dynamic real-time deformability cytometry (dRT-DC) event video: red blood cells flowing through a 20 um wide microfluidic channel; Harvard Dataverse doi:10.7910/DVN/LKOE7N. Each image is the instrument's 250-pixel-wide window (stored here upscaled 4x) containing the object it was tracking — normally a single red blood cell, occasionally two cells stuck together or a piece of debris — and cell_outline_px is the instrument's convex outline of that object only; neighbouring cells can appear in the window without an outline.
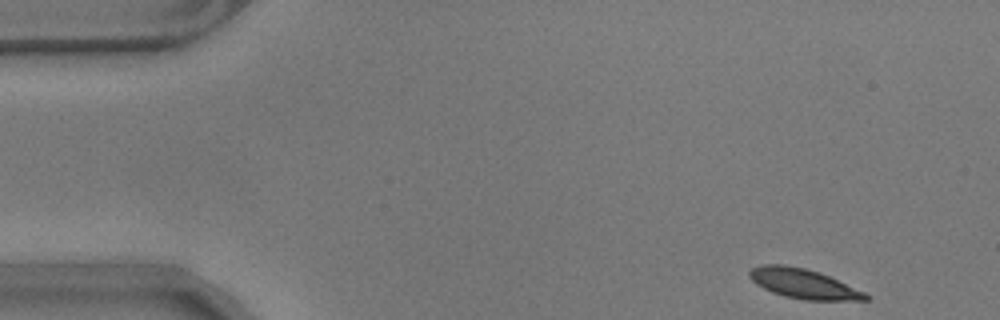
{"species": "common noctule bat (a hibernating species)", "species_latin": "Nyctalus noctula", "temperature_condition": "warm", "stored_images_in_passage": 9, "camera_frame_rate_fps": 3000, "um_per_image_px": 0.085, "animal": {"sex": "male", "body_mass_g": 17.9}, "frame": {"image": 1, "passage_image": 1, "time_ms": 0.0, "image_size_px": [1000, 320], "cell_outline_px": [[872, 300], [804, 300], [784, 296], [772, 292], [756, 284], [748, 276], [748, 272], [752, 268], [760, 264], [784, 264], [804, 268], [828, 276], [864, 292], [872, 296]], "centroid_in_image_um": [68.27, 24.12], "position_along_channel_um": 16.7, "area_um2": 20.0}}